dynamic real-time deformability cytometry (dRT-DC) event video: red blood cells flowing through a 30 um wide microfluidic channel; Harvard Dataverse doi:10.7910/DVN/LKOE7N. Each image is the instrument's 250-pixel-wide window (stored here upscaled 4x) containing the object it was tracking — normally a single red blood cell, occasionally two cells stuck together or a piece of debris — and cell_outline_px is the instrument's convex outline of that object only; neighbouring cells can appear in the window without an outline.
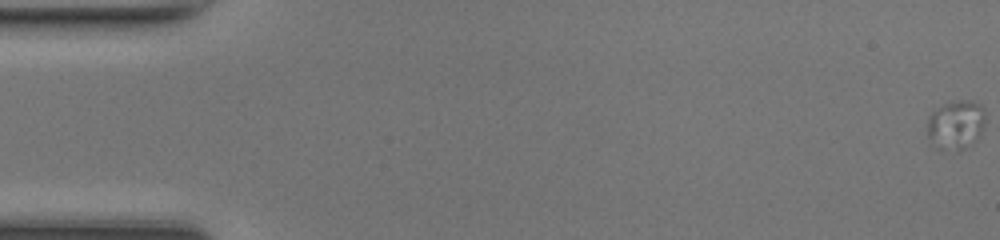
{"species": "common noctule bat (a hibernating species)", "species_latin": "Nyctalus noctula", "temperature_condition": "room temperature", "stored_images_in_passage": 17, "camera_frame_rate_fps": 3000, "um_per_image_px": 0.085, "animal": {"sex": "female", "body_mass_g": 17.0, "forearm_length_mm": 48.0}, "frame": {"image": 1, "passage_image": 1, "time_ms": 0.0, "image_size_px": [1000, 240], "cell_outline_px": [[984, 128], [976, 140], [972, 144], [956, 152], [936, 148], [928, 144], [924, 136], [924, 132], [928, 116], [936, 108], [944, 104], [956, 100], [972, 100], [980, 104], [984, 108]], "centroid_in_image_um": [81.16, 10.64], "position_along_channel_um": 3.8, "area_um2": 17.57}}